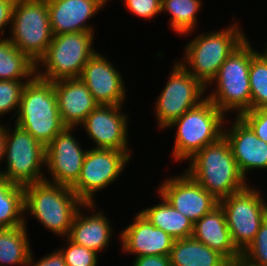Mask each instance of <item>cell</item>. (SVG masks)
I'll list each match as a JSON object with an SVG mask.
<instances>
[{
    "mask_svg": "<svg viewBox=\"0 0 267 266\" xmlns=\"http://www.w3.org/2000/svg\"><path fill=\"white\" fill-rule=\"evenodd\" d=\"M23 188L25 226L30 214L48 232L62 239L68 237L74 217L84 204L71 187L44 180Z\"/></svg>",
    "mask_w": 267,
    "mask_h": 266,
    "instance_id": "1",
    "label": "cell"
},
{
    "mask_svg": "<svg viewBox=\"0 0 267 266\" xmlns=\"http://www.w3.org/2000/svg\"><path fill=\"white\" fill-rule=\"evenodd\" d=\"M235 17L232 19L234 22L231 20L230 25L223 29L195 34L196 37L185 44L181 60L178 59L205 87L216 77L235 48L248 37Z\"/></svg>",
    "mask_w": 267,
    "mask_h": 266,
    "instance_id": "2",
    "label": "cell"
},
{
    "mask_svg": "<svg viewBox=\"0 0 267 266\" xmlns=\"http://www.w3.org/2000/svg\"><path fill=\"white\" fill-rule=\"evenodd\" d=\"M252 44L247 37L235 48L206 87V98L227 117L231 116L230 113L239 116L251 110L249 68L251 58L258 52Z\"/></svg>",
    "mask_w": 267,
    "mask_h": 266,
    "instance_id": "3",
    "label": "cell"
},
{
    "mask_svg": "<svg viewBox=\"0 0 267 266\" xmlns=\"http://www.w3.org/2000/svg\"><path fill=\"white\" fill-rule=\"evenodd\" d=\"M188 163L185 171L218 201L249 185L224 136L205 146Z\"/></svg>",
    "mask_w": 267,
    "mask_h": 266,
    "instance_id": "4",
    "label": "cell"
},
{
    "mask_svg": "<svg viewBox=\"0 0 267 266\" xmlns=\"http://www.w3.org/2000/svg\"><path fill=\"white\" fill-rule=\"evenodd\" d=\"M14 124L45 147L66 127L59 113L53 82L36 75L27 82Z\"/></svg>",
    "mask_w": 267,
    "mask_h": 266,
    "instance_id": "5",
    "label": "cell"
},
{
    "mask_svg": "<svg viewBox=\"0 0 267 266\" xmlns=\"http://www.w3.org/2000/svg\"><path fill=\"white\" fill-rule=\"evenodd\" d=\"M227 116L209 99L185 112L167 129L176 127L171 157L174 162L190 160L205 146L223 137Z\"/></svg>",
    "mask_w": 267,
    "mask_h": 266,
    "instance_id": "6",
    "label": "cell"
},
{
    "mask_svg": "<svg viewBox=\"0 0 267 266\" xmlns=\"http://www.w3.org/2000/svg\"><path fill=\"white\" fill-rule=\"evenodd\" d=\"M94 34L75 32L53 36L36 64V76L49 82L79 78L84 65L98 51L93 45Z\"/></svg>",
    "mask_w": 267,
    "mask_h": 266,
    "instance_id": "7",
    "label": "cell"
},
{
    "mask_svg": "<svg viewBox=\"0 0 267 266\" xmlns=\"http://www.w3.org/2000/svg\"><path fill=\"white\" fill-rule=\"evenodd\" d=\"M7 37L35 64L52 42L49 9L46 0H16Z\"/></svg>",
    "mask_w": 267,
    "mask_h": 266,
    "instance_id": "8",
    "label": "cell"
},
{
    "mask_svg": "<svg viewBox=\"0 0 267 266\" xmlns=\"http://www.w3.org/2000/svg\"><path fill=\"white\" fill-rule=\"evenodd\" d=\"M7 124L5 122L6 166L1 176L21 186L44 181L46 147L16 124Z\"/></svg>",
    "mask_w": 267,
    "mask_h": 266,
    "instance_id": "9",
    "label": "cell"
},
{
    "mask_svg": "<svg viewBox=\"0 0 267 266\" xmlns=\"http://www.w3.org/2000/svg\"><path fill=\"white\" fill-rule=\"evenodd\" d=\"M173 66V67H172ZM167 82L154 104V116L158 130H166L188 110L206 99V87L178 60L173 62Z\"/></svg>",
    "mask_w": 267,
    "mask_h": 266,
    "instance_id": "10",
    "label": "cell"
},
{
    "mask_svg": "<svg viewBox=\"0 0 267 266\" xmlns=\"http://www.w3.org/2000/svg\"><path fill=\"white\" fill-rule=\"evenodd\" d=\"M258 187L251 183L243 190L219 201L225 212L232 241L241 253L254 240L267 217L266 195Z\"/></svg>",
    "mask_w": 267,
    "mask_h": 266,
    "instance_id": "11",
    "label": "cell"
},
{
    "mask_svg": "<svg viewBox=\"0 0 267 266\" xmlns=\"http://www.w3.org/2000/svg\"><path fill=\"white\" fill-rule=\"evenodd\" d=\"M132 153L133 151L88 148L80 176L71 189L83 203H97L96 194L108 189L109 185L120 178L133 159Z\"/></svg>",
    "mask_w": 267,
    "mask_h": 266,
    "instance_id": "12",
    "label": "cell"
},
{
    "mask_svg": "<svg viewBox=\"0 0 267 266\" xmlns=\"http://www.w3.org/2000/svg\"><path fill=\"white\" fill-rule=\"evenodd\" d=\"M75 127H65L46 146L45 181L72 187L78 180L88 151L74 135ZM50 177V178H49Z\"/></svg>",
    "mask_w": 267,
    "mask_h": 266,
    "instance_id": "13",
    "label": "cell"
},
{
    "mask_svg": "<svg viewBox=\"0 0 267 266\" xmlns=\"http://www.w3.org/2000/svg\"><path fill=\"white\" fill-rule=\"evenodd\" d=\"M124 106L98 105L80 128L93 143L92 148L133 151L129 146V115ZM129 122V123H128Z\"/></svg>",
    "mask_w": 267,
    "mask_h": 266,
    "instance_id": "14",
    "label": "cell"
},
{
    "mask_svg": "<svg viewBox=\"0 0 267 266\" xmlns=\"http://www.w3.org/2000/svg\"><path fill=\"white\" fill-rule=\"evenodd\" d=\"M156 191L193 223L219 205V201L186 171L165 176Z\"/></svg>",
    "mask_w": 267,
    "mask_h": 266,
    "instance_id": "15",
    "label": "cell"
},
{
    "mask_svg": "<svg viewBox=\"0 0 267 266\" xmlns=\"http://www.w3.org/2000/svg\"><path fill=\"white\" fill-rule=\"evenodd\" d=\"M112 61L97 51L84 65L79 78L99 105L125 106L126 80Z\"/></svg>",
    "mask_w": 267,
    "mask_h": 266,
    "instance_id": "16",
    "label": "cell"
},
{
    "mask_svg": "<svg viewBox=\"0 0 267 266\" xmlns=\"http://www.w3.org/2000/svg\"><path fill=\"white\" fill-rule=\"evenodd\" d=\"M228 118L230 117L226 118L223 136L230 145L240 172L247 181L252 182L248 180L249 172L267 171V143L259 139L239 116H231L232 121Z\"/></svg>",
    "mask_w": 267,
    "mask_h": 266,
    "instance_id": "17",
    "label": "cell"
},
{
    "mask_svg": "<svg viewBox=\"0 0 267 266\" xmlns=\"http://www.w3.org/2000/svg\"><path fill=\"white\" fill-rule=\"evenodd\" d=\"M131 219L133 222L120 229L118 235L123 255H133V257L170 255L175 239L162 229L156 228L139 211Z\"/></svg>",
    "mask_w": 267,
    "mask_h": 266,
    "instance_id": "18",
    "label": "cell"
},
{
    "mask_svg": "<svg viewBox=\"0 0 267 266\" xmlns=\"http://www.w3.org/2000/svg\"><path fill=\"white\" fill-rule=\"evenodd\" d=\"M96 203H84L76 213L68 239L73 243L84 246L98 254L109 249L114 236V225L108 219L104 209L96 207ZM96 210V211H95ZM87 212V213H86ZM113 234V235H112Z\"/></svg>",
    "mask_w": 267,
    "mask_h": 266,
    "instance_id": "19",
    "label": "cell"
},
{
    "mask_svg": "<svg viewBox=\"0 0 267 266\" xmlns=\"http://www.w3.org/2000/svg\"><path fill=\"white\" fill-rule=\"evenodd\" d=\"M53 36L95 32L90 20L106 6L103 0H46ZM90 22V23H89Z\"/></svg>",
    "mask_w": 267,
    "mask_h": 266,
    "instance_id": "20",
    "label": "cell"
},
{
    "mask_svg": "<svg viewBox=\"0 0 267 266\" xmlns=\"http://www.w3.org/2000/svg\"><path fill=\"white\" fill-rule=\"evenodd\" d=\"M53 87L63 124L79 129L78 126L99 104L80 78L59 80L53 82Z\"/></svg>",
    "mask_w": 267,
    "mask_h": 266,
    "instance_id": "21",
    "label": "cell"
},
{
    "mask_svg": "<svg viewBox=\"0 0 267 266\" xmlns=\"http://www.w3.org/2000/svg\"><path fill=\"white\" fill-rule=\"evenodd\" d=\"M192 237L219 252L227 260H235L241 256L232 241L225 212L220 205L193 224Z\"/></svg>",
    "mask_w": 267,
    "mask_h": 266,
    "instance_id": "22",
    "label": "cell"
},
{
    "mask_svg": "<svg viewBox=\"0 0 267 266\" xmlns=\"http://www.w3.org/2000/svg\"><path fill=\"white\" fill-rule=\"evenodd\" d=\"M155 193L160 202L138 211L156 228L162 229L175 240L191 237L194 223L175 209L161 194L157 191Z\"/></svg>",
    "mask_w": 267,
    "mask_h": 266,
    "instance_id": "23",
    "label": "cell"
},
{
    "mask_svg": "<svg viewBox=\"0 0 267 266\" xmlns=\"http://www.w3.org/2000/svg\"><path fill=\"white\" fill-rule=\"evenodd\" d=\"M171 266H221L227 259L195 238L176 239L170 255Z\"/></svg>",
    "mask_w": 267,
    "mask_h": 266,
    "instance_id": "24",
    "label": "cell"
},
{
    "mask_svg": "<svg viewBox=\"0 0 267 266\" xmlns=\"http://www.w3.org/2000/svg\"><path fill=\"white\" fill-rule=\"evenodd\" d=\"M27 226L0 228V266H26L30 257Z\"/></svg>",
    "mask_w": 267,
    "mask_h": 266,
    "instance_id": "25",
    "label": "cell"
},
{
    "mask_svg": "<svg viewBox=\"0 0 267 266\" xmlns=\"http://www.w3.org/2000/svg\"><path fill=\"white\" fill-rule=\"evenodd\" d=\"M203 4L202 0H163L161 13L169 14L168 25L172 32L185 37L195 34L198 29L197 15L202 11Z\"/></svg>",
    "mask_w": 267,
    "mask_h": 266,
    "instance_id": "26",
    "label": "cell"
},
{
    "mask_svg": "<svg viewBox=\"0 0 267 266\" xmlns=\"http://www.w3.org/2000/svg\"><path fill=\"white\" fill-rule=\"evenodd\" d=\"M36 75V64L8 38L0 39V80L30 81Z\"/></svg>",
    "mask_w": 267,
    "mask_h": 266,
    "instance_id": "27",
    "label": "cell"
},
{
    "mask_svg": "<svg viewBox=\"0 0 267 266\" xmlns=\"http://www.w3.org/2000/svg\"><path fill=\"white\" fill-rule=\"evenodd\" d=\"M25 225L24 188L0 175V228Z\"/></svg>",
    "mask_w": 267,
    "mask_h": 266,
    "instance_id": "28",
    "label": "cell"
},
{
    "mask_svg": "<svg viewBox=\"0 0 267 266\" xmlns=\"http://www.w3.org/2000/svg\"><path fill=\"white\" fill-rule=\"evenodd\" d=\"M249 84L251 110L267 107V56L261 50L251 58Z\"/></svg>",
    "mask_w": 267,
    "mask_h": 266,
    "instance_id": "29",
    "label": "cell"
},
{
    "mask_svg": "<svg viewBox=\"0 0 267 266\" xmlns=\"http://www.w3.org/2000/svg\"><path fill=\"white\" fill-rule=\"evenodd\" d=\"M29 81L0 80V117L12 113L11 120L15 119L23 89ZM15 111V112H14ZM0 118V123L3 120Z\"/></svg>",
    "mask_w": 267,
    "mask_h": 266,
    "instance_id": "30",
    "label": "cell"
},
{
    "mask_svg": "<svg viewBox=\"0 0 267 266\" xmlns=\"http://www.w3.org/2000/svg\"><path fill=\"white\" fill-rule=\"evenodd\" d=\"M66 239V240H65ZM64 239V246L58 248L63 254L67 266H97L98 253L87 249L84 246L77 245L67 237Z\"/></svg>",
    "mask_w": 267,
    "mask_h": 266,
    "instance_id": "31",
    "label": "cell"
},
{
    "mask_svg": "<svg viewBox=\"0 0 267 266\" xmlns=\"http://www.w3.org/2000/svg\"><path fill=\"white\" fill-rule=\"evenodd\" d=\"M241 256L254 266H267V217Z\"/></svg>",
    "mask_w": 267,
    "mask_h": 266,
    "instance_id": "32",
    "label": "cell"
},
{
    "mask_svg": "<svg viewBox=\"0 0 267 266\" xmlns=\"http://www.w3.org/2000/svg\"><path fill=\"white\" fill-rule=\"evenodd\" d=\"M123 3L132 15L145 21H153L155 16L161 14L160 0H123Z\"/></svg>",
    "mask_w": 267,
    "mask_h": 266,
    "instance_id": "33",
    "label": "cell"
},
{
    "mask_svg": "<svg viewBox=\"0 0 267 266\" xmlns=\"http://www.w3.org/2000/svg\"><path fill=\"white\" fill-rule=\"evenodd\" d=\"M239 117L252 129L259 139L267 143V107L245 111Z\"/></svg>",
    "mask_w": 267,
    "mask_h": 266,
    "instance_id": "34",
    "label": "cell"
},
{
    "mask_svg": "<svg viewBox=\"0 0 267 266\" xmlns=\"http://www.w3.org/2000/svg\"><path fill=\"white\" fill-rule=\"evenodd\" d=\"M34 253L31 252L26 266H67L63 254L57 248L50 253L45 254L42 258L34 260Z\"/></svg>",
    "mask_w": 267,
    "mask_h": 266,
    "instance_id": "35",
    "label": "cell"
},
{
    "mask_svg": "<svg viewBox=\"0 0 267 266\" xmlns=\"http://www.w3.org/2000/svg\"><path fill=\"white\" fill-rule=\"evenodd\" d=\"M15 1L0 0V39L7 38L5 37V32L10 31ZM7 27L9 28L8 30Z\"/></svg>",
    "mask_w": 267,
    "mask_h": 266,
    "instance_id": "36",
    "label": "cell"
},
{
    "mask_svg": "<svg viewBox=\"0 0 267 266\" xmlns=\"http://www.w3.org/2000/svg\"><path fill=\"white\" fill-rule=\"evenodd\" d=\"M133 258L132 266H171L169 256L149 255Z\"/></svg>",
    "mask_w": 267,
    "mask_h": 266,
    "instance_id": "37",
    "label": "cell"
},
{
    "mask_svg": "<svg viewBox=\"0 0 267 266\" xmlns=\"http://www.w3.org/2000/svg\"><path fill=\"white\" fill-rule=\"evenodd\" d=\"M4 153H5V122L4 124L0 123V165H1V162L3 165ZM1 171H2V167L0 169V175H1Z\"/></svg>",
    "mask_w": 267,
    "mask_h": 266,
    "instance_id": "38",
    "label": "cell"
},
{
    "mask_svg": "<svg viewBox=\"0 0 267 266\" xmlns=\"http://www.w3.org/2000/svg\"><path fill=\"white\" fill-rule=\"evenodd\" d=\"M236 266H254V265L249 263L242 256H240V257L236 258Z\"/></svg>",
    "mask_w": 267,
    "mask_h": 266,
    "instance_id": "39",
    "label": "cell"
},
{
    "mask_svg": "<svg viewBox=\"0 0 267 266\" xmlns=\"http://www.w3.org/2000/svg\"><path fill=\"white\" fill-rule=\"evenodd\" d=\"M221 266H236V259L235 260H227L223 265Z\"/></svg>",
    "mask_w": 267,
    "mask_h": 266,
    "instance_id": "40",
    "label": "cell"
},
{
    "mask_svg": "<svg viewBox=\"0 0 267 266\" xmlns=\"http://www.w3.org/2000/svg\"><path fill=\"white\" fill-rule=\"evenodd\" d=\"M266 46H264L265 48L263 49V53L267 56V42L265 43Z\"/></svg>",
    "mask_w": 267,
    "mask_h": 266,
    "instance_id": "41",
    "label": "cell"
},
{
    "mask_svg": "<svg viewBox=\"0 0 267 266\" xmlns=\"http://www.w3.org/2000/svg\"><path fill=\"white\" fill-rule=\"evenodd\" d=\"M110 1V0H109ZM108 0H103V3L107 6L108 4V2H109Z\"/></svg>",
    "mask_w": 267,
    "mask_h": 266,
    "instance_id": "42",
    "label": "cell"
}]
</instances>
